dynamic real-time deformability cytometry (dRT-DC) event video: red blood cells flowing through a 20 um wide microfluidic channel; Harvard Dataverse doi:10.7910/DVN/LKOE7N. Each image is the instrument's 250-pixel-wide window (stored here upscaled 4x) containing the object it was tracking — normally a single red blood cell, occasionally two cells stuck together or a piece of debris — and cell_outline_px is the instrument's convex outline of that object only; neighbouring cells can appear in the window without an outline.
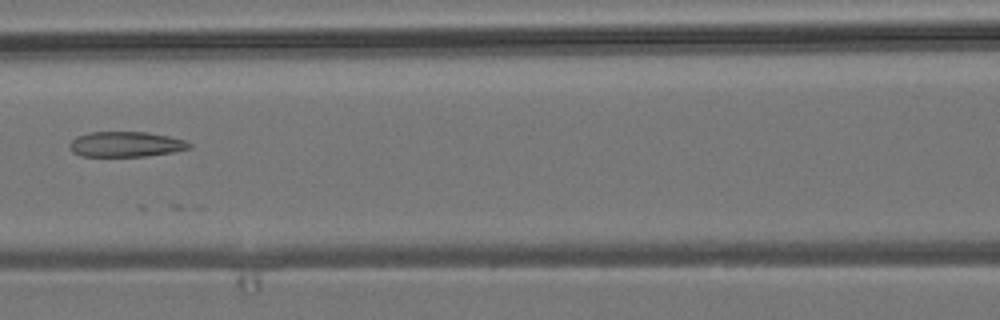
{"species": "common noctule bat (a hibernating species)", "species_latin": "Nyctalus noctula", "temperature_condition": "room temperature", "stored_images_in_passage": 3, "camera_frame_rate_fps": 3000, "um_per_image_px": 0.085, "animal": {"sex": "male", "body_mass_g": 19.2, "forearm_length_mm": 51.8}, "frame": {"image": 1, "passage_image": 3, "time_ms": 2.333, "image_size_px": [1000, 320], "cell_outline_px": [[192, 148], [172, 152], [148, 156], [80, 156], [72, 152], [68, 144], [76, 136], [88, 132], [148, 132], [168, 136], [184, 140], [192, 144]], "centroid_in_image_um": [10.68, 12.26], "position_along_channel_um": 155.9, "area_um2": 17.74}}